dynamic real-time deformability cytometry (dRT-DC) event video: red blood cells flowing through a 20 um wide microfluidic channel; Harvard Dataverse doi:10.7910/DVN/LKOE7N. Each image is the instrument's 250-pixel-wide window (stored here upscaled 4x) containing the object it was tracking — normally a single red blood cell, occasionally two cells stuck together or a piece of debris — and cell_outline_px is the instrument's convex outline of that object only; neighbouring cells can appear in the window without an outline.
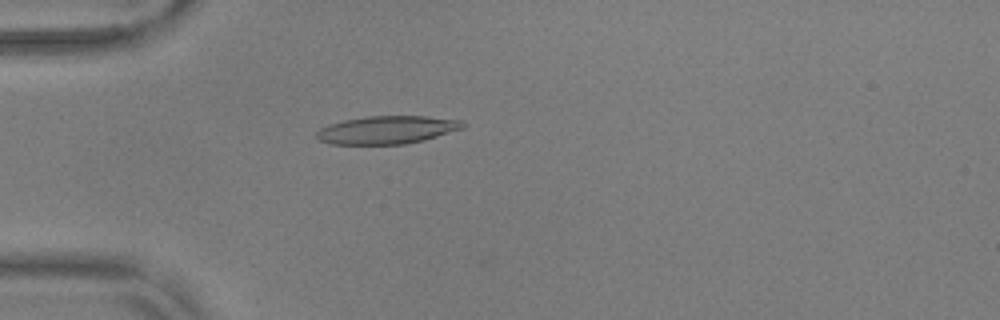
{"species": "common noctule bat (a hibernating species)", "species_latin": "Nyctalus noctula", "temperature_condition": "warm", "stored_images_in_passage": 50, "camera_frame_rate_fps": 3000, "um_per_image_px": 0.085, "animal": {"sex": "male", "body_mass_g": 17.9, "forearm_length_mm": 54.2}, "frame": {"image": 1, "passage_image": 16, "time_ms": 5.0, "image_size_px": [1000, 320], "cell_outline_px": [[468, 124], [464, 128], [424, 140], [404, 144], [328, 144], [320, 140], [316, 136], [316, 132], [320, 128], [328, 124], [344, 120], [368, 116], [428, 116], [464, 120]], "centroid_in_image_um": [32.94, 11.03], "position_along_channel_um": 52.1, "area_um2": 24.04}}
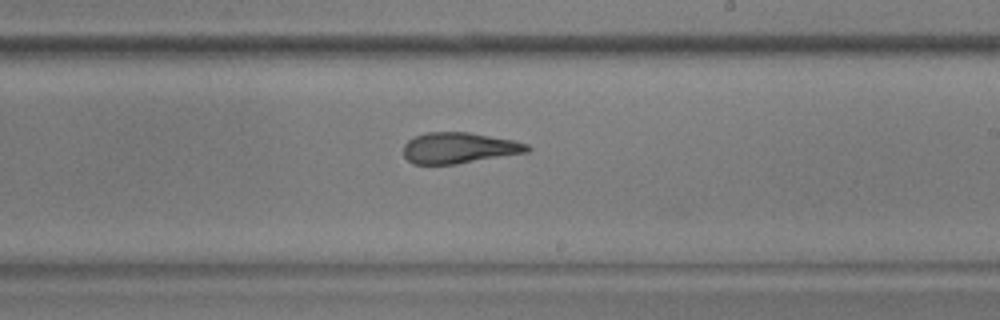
{"frame": {"image": 2, "passage_image": 33, "time_ms": 10.667, "image_size_px": [1000, 320], "cell_outline_px": [[532, 148], [528, 152], [456, 164], [412, 164], [404, 156], [404, 144], [408, 140], [424, 132], [468, 132], [512, 140], [528, 144]], "centroid_in_image_um": [39.0, 12.57], "position_along_channel_um": 250.0, "area_um2": 22.25}}
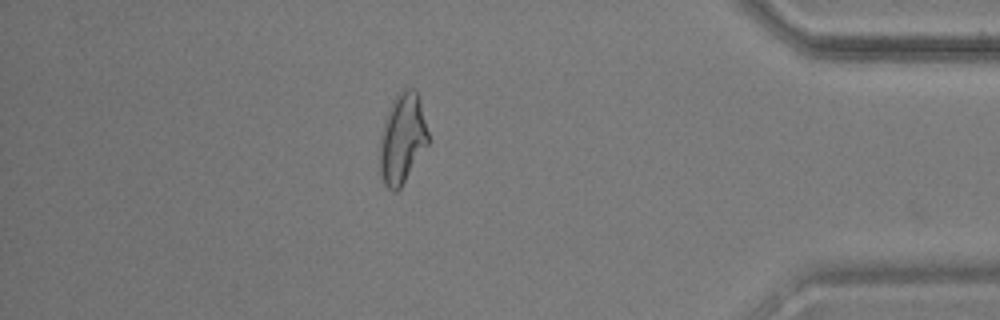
{"frame": {"image": 3, "passage_image": 48, "time_ms": 15.667, "image_size_px": [1000, 320], "cell_outline_px": [[432, 140], [400, 188], [396, 192], [392, 192], [384, 184], [380, 172], [380, 132], [384, 120], [396, 92], [404, 88], [412, 88], [416, 92], [420, 100]], "centroid_in_image_um": [34.23, 11.76], "position_along_channel_um": 401.0, "area_um2": 26.07}, "authors_computed_cell_mechanics": {"area_um2": 23.2067, "velocity_mm_per_s": 3.6978, "shape_relaxation_time_tau1_ms": 9.0748, "shape_relaxation_time_tau2_ms": 2.0063, "deformation_change_tau1": 0.3031, "deformation_change_tau2": 0.1151}}